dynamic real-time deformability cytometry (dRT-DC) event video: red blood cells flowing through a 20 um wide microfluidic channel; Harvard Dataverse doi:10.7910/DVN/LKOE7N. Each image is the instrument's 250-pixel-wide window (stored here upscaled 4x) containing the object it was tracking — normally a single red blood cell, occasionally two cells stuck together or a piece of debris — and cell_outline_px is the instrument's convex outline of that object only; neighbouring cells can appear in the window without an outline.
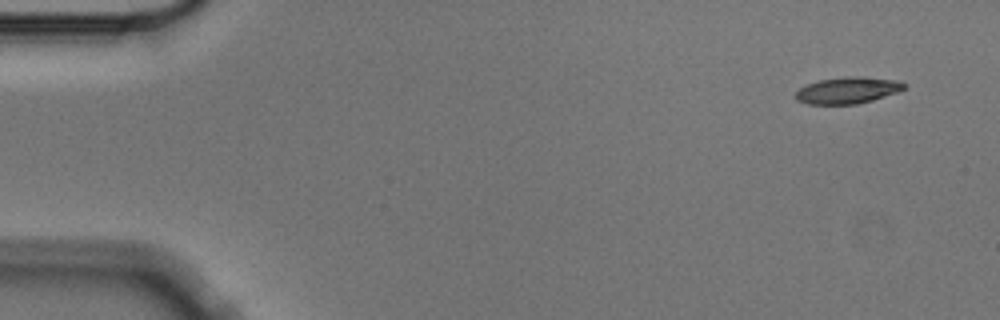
{"species": "Egyptian fruit bat (a non-hibernating species)", "species_latin": "Rousettus aegyptiacus", "temperature_condition": "cold", "stored_images_in_passage": 7, "camera_frame_rate_fps": 3000, "um_per_image_px": 0.085, "animal": {"sex": "male"}, "frame": {"image": 1, "passage_image": 1, "time_ms": 0.0, "image_size_px": [1000, 320], "cell_outline_px": [[908, 84], [904, 88], [896, 92], [872, 100], [856, 104], [808, 104], [796, 100], [792, 96], [800, 88], [808, 84], [820, 80], [848, 76], [856, 76], [896, 80]], "centroid_in_image_um": [72.01, 7.68], "position_along_channel_um": 13.0, "area_um2": 16.65}}
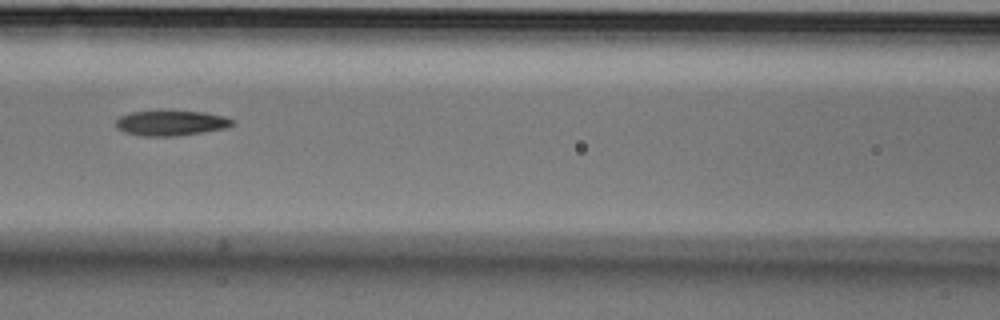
{"frame": {"image": 2, "passage_image": 6, "time_ms": 1.667, "image_size_px": [1000, 320], "cell_outline_px": [[236, 124], [224, 128], [176, 136], [140, 136], [124, 132], [116, 128], [116, 120], [120, 116], [132, 112], [204, 112], [224, 116], [236, 120]], "centroid_in_image_um": [14.54, 10.47], "position_along_channel_um": 152.1, "area_um2": 16.82}}
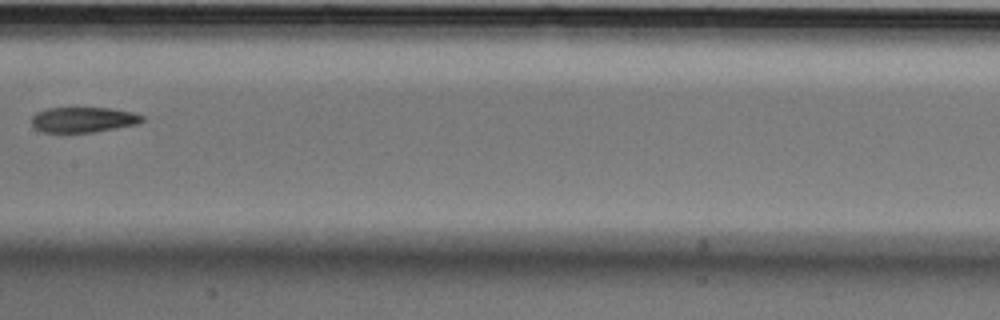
{"frame": {"image": 3, "passage_image": 7, "time_ms": 2.0, "image_size_px": [1000, 320], "cell_outline_px": [[144, 120], [140, 124], [96, 132], [40, 132], [32, 124], [32, 116], [36, 112], [48, 108], [112, 108], [132, 112], [144, 116]], "centroid_in_image_um": [7.12, 10.17], "position_along_channel_um": 200.3, "area_um2": 16.47}}